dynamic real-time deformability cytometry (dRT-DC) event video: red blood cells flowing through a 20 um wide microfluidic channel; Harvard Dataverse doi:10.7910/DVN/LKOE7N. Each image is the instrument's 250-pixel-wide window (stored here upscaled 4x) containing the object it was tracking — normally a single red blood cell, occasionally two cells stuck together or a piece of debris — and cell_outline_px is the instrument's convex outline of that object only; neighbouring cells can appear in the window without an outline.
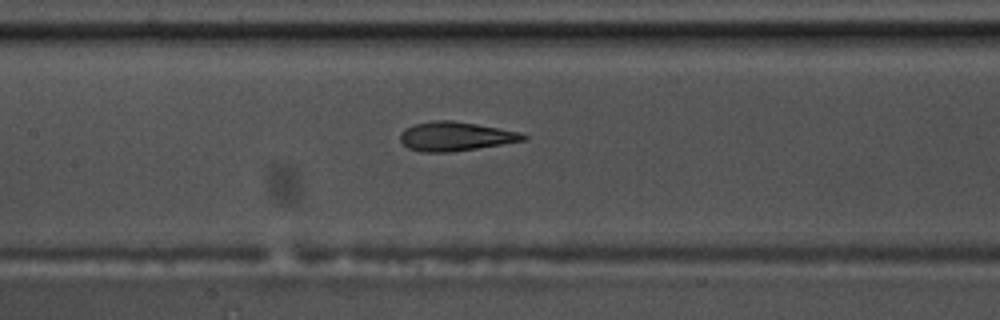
{"species": "common noctule bat (a hibernating species)", "species_latin": "Nyctalus noctula", "temperature_condition": "warm", "stored_images_in_passage": 39, "camera_frame_rate_fps": 3000, "um_per_image_px": 0.085, "animal": {"sex": "male", "body_mass_g": 17.5, "forearm_length_mm": 52.3}, "frame": {"image": 1, "passage_image": 9, "time_ms": 2.667, "image_size_px": [1000, 320], "cell_outline_px": [[528, 140], [476, 148], [448, 152], [420, 152], [408, 148], [400, 140], [400, 132], [404, 128], [412, 124], [432, 120], [452, 120], [476, 124], [520, 132], [528, 136]], "centroid_in_image_um": [38.68, 11.58], "position_along_channel_um": 168.7, "area_um2": 20.92}}
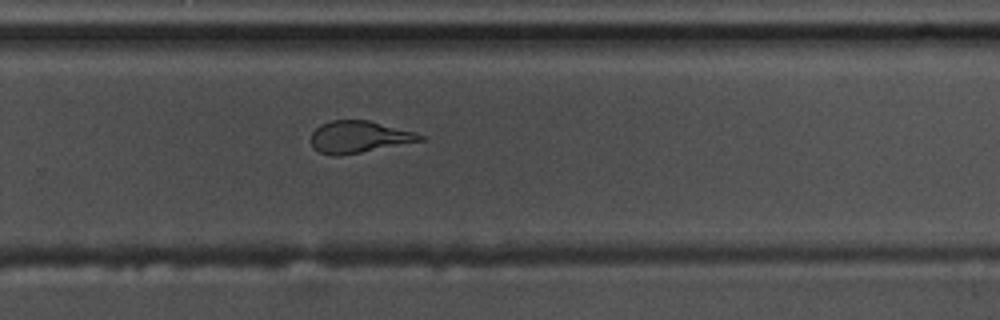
{"frame": {"image": 2, "passage_image": 20, "time_ms": 6.333, "image_size_px": [1000, 320], "cell_outline_px": [[424, 140], [340, 156], [332, 156], [320, 152], [312, 148], [312, 132], [320, 124], [332, 120], [368, 120], [416, 132], [424, 136]], "centroid_in_image_um": [30.49, 11.64], "position_along_channel_um": 299.3, "area_um2": 20.23}}
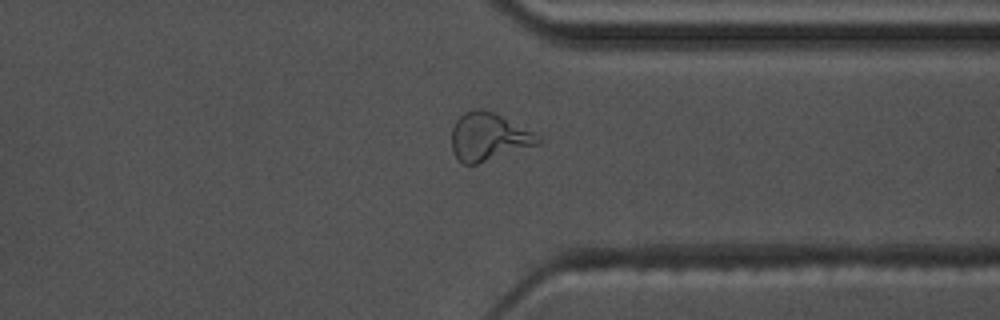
{"frame": {"image": 3, "passage_image": 26, "time_ms": 8.333, "image_size_px": [1000, 320], "cell_outline_px": [[540, 144], [476, 164], [464, 164], [452, 152], [452, 128], [456, 120], [464, 112], [472, 108], [480, 108], [496, 112], [540, 136]], "centroid_in_image_um": [41.52, 11.6], "position_along_channel_um": 369.9, "area_um2": 24.1}}